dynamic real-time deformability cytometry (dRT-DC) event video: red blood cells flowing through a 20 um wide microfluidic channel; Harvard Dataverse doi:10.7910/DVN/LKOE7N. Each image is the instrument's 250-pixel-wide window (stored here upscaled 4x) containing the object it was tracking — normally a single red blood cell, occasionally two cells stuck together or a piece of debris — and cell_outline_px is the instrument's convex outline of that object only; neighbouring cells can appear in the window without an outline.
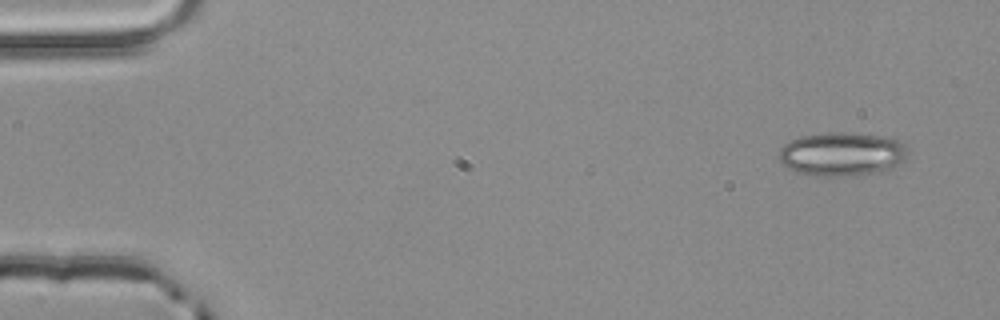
{"species": "common noctule bat (a hibernating species)", "species_latin": "Nyctalus noctula", "temperature_condition": "room temperature", "stored_images_in_passage": 6, "camera_frame_rate_fps": 3000, "um_per_image_px": 0.085, "animal": {"sex": "male", "body_mass_g": 20.4}, "frame": {"image": 1, "passage_image": 1, "time_ms": 0.0, "image_size_px": [1000, 320], "cell_outline_px": [[908, 152], [904, 160], [892, 168], [880, 172], [844, 176], [816, 176], [796, 172], [780, 164], [780, 148], [784, 144], [800, 136], [828, 132], [844, 132], [884, 136], [900, 140], [904, 144]], "centroid_in_image_um": [71.56, 13.09], "position_along_channel_um": 13.4, "area_um2": 33.06}}
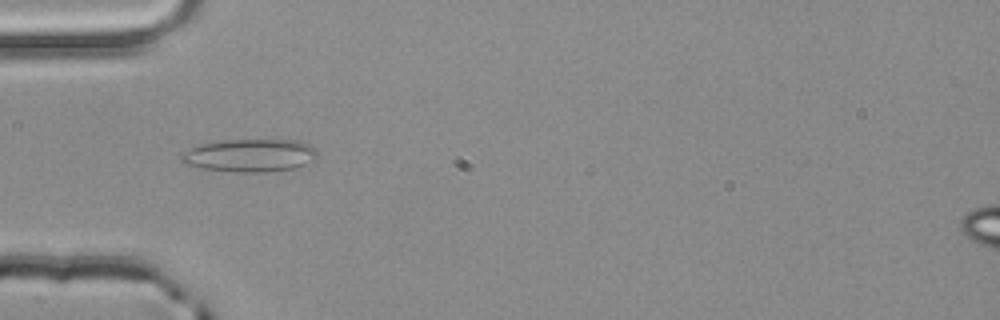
{"frame": {"image": 2, "passage_image": 4, "time_ms": 1.0, "image_size_px": [1000, 320], "cell_outline_px": [[316, 156], [312, 160], [296, 168], [264, 172], [236, 172], [204, 168], [184, 164], [180, 160], [180, 156], [184, 152], [200, 144], [224, 140], [300, 140], [312, 144], [316, 148]], "centroid_in_image_um": [21.27, 13.2], "position_along_channel_um": 63.7, "area_um2": 26.01}}
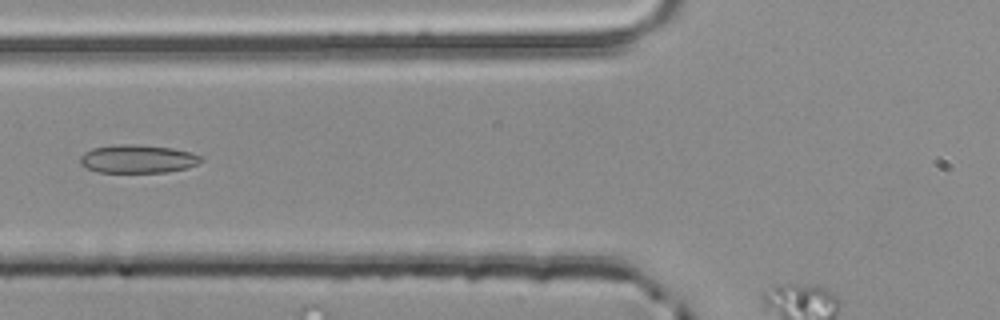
{"frame": {"image": 3, "passage_image": 5, "time_ms": 1.333, "image_size_px": [1000, 320], "cell_outline_px": [[204, 160], [188, 168], [168, 172], [96, 172], [80, 164], [80, 156], [84, 152], [92, 148], [120, 144], [128, 144], [172, 148], [192, 152], [200, 156]], "centroid_in_image_um": [11.71, 13.51], "position_along_channel_um": 114.1, "area_um2": 19.88}}